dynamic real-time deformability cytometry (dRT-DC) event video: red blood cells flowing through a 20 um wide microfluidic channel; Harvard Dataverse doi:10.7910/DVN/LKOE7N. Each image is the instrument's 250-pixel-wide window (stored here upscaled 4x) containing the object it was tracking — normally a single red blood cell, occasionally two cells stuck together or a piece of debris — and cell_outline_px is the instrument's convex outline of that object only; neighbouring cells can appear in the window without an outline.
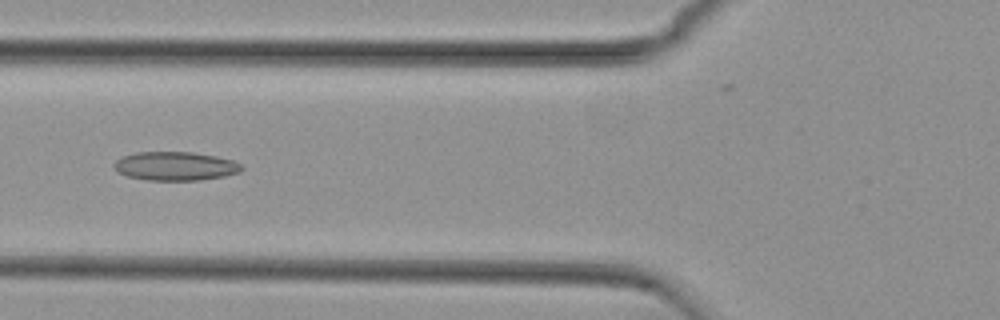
{"species": "common noctule bat (a hibernating species)", "species_latin": "Nyctalus noctula", "temperature_condition": "cold", "stored_images_in_passage": 55, "camera_frame_rate_fps": 3000, "um_per_image_px": 0.085, "animal": {"sex": "female", "body_mass_g": 29.2, "forearm_length_mm": 56.3}, "frame": {"image": 1, "passage_image": 21, "time_ms": 6.667, "image_size_px": [1000, 320], "cell_outline_px": [[244, 168], [240, 172], [224, 176], [200, 180], [148, 180], [128, 176], [116, 172], [112, 168], [112, 164], [116, 160], [124, 156], [136, 152], [192, 152], [216, 156], [232, 160], [240, 164]], "centroid_in_image_um": [14.88, 14.12], "position_along_channel_um": 110.9, "area_um2": 21.44}}
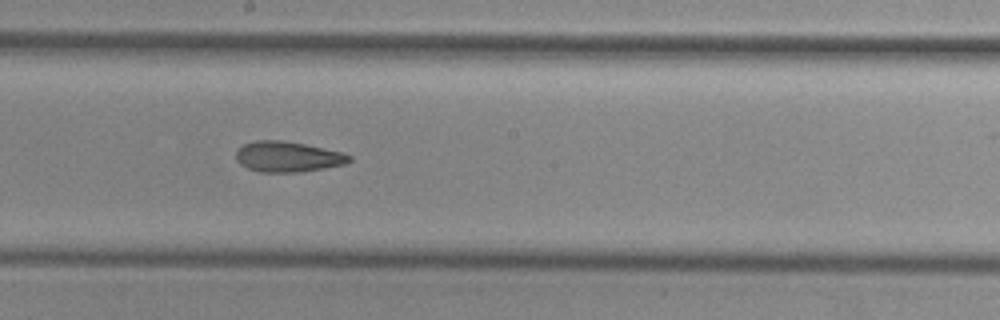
{"frame": {"image": 2, "passage_image": 30, "time_ms": 9.667, "image_size_px": [1000, 320], "cell_outline_px": [[352, 160], [344, 164], [324, 168], [300, 172], [260, 172], [248, 168], [240, 164], [236, 160], [236, 148], [244, 144], [256, 140], [284, 140], [344, 152], [352, 156]], "centroid_in_image_um": [24.45, 13.31], "position_along_channel_um": 223.7, "area_um2": 20.29}}
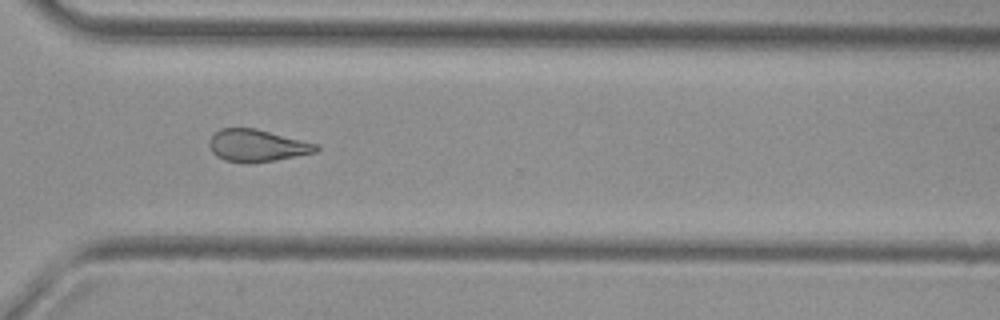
{"frame": {"image": 3, "passage_image": 40, "time_ms": 13.0, "image_size_px": [1000, 320], "cell_outline_px": [[320, 148], [316, 152], [276, 160], [248, 164], [244, 164], [224, 160], [216, 156], [212, 152], [208, 144], [208, 140], [220, 128], [256, 128], [316, 144]], "centroid_in_image_um": [21.8, 12.39], "position_along_channel_um": 348.8, "area_um2": 20.11}, "authors_computed_cell_mechanics": {"area_um2": 20.9814, "velocity_mm_per_s": 3.7519, "shape_relaxation_time_tau1_ms": null, "shape_relaxation_time_tau2_ms": 4.1981, "deformation_change_tau1": null, "deformation_change_tau2": 0.1306}}